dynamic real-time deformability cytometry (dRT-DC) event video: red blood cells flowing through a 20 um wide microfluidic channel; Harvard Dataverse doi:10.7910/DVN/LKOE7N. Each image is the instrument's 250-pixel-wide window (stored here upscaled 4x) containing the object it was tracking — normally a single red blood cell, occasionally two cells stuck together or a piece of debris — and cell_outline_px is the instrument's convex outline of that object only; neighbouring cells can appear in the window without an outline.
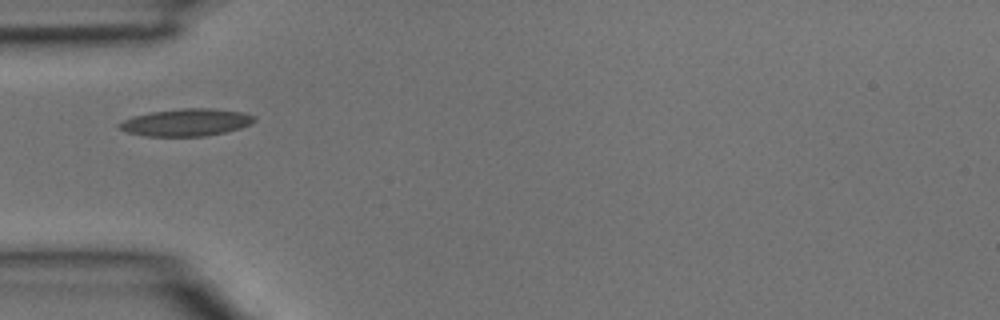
{"species": "common noctule bat (a hibernating species)", "species_latin": "Nyctalus noctula", "temperature_condition": "room temperature", "stored_images_in_passage": 5, "camera_frame_rate_fps": 3000, "um_per_image_px": 0.085, "animal": {"sex": "male", "body_mass_g": 15.6}, "frame": {"image": 1, "passage_image": 4, "time_ms": 1.0, "image_size_px": [1000, 320], "cell_outline_px": [[256, 120], [240, 128], [224, 132], [204, 136], [144, 136], [128, 132], [120, 128], [116, 124], [132, 116], [152, 112], [180, 108], [212, 108], [244, 112], [256, 116]], "centroid_in_image_um": [15.83, 10.39], "position_along_channel_um": 69.2, "area_um2": 21.44}}
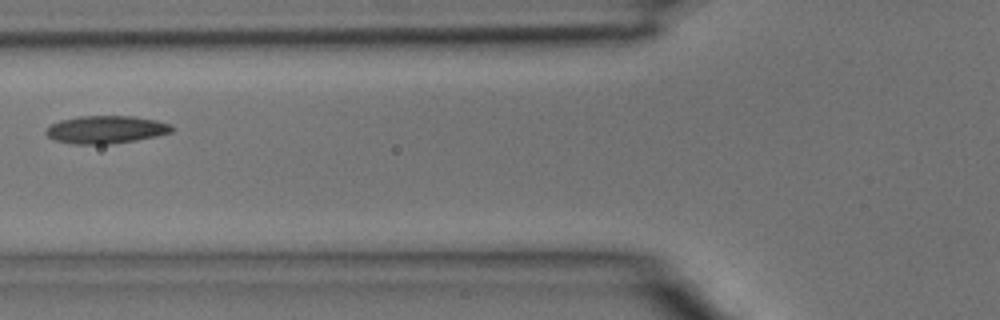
{"frame": {"image": 2, "passage_image": 5, "time_ms": 1.333, "image_size_px": [1000, 320], "cell_outline_px": [[176, 128], [172, 132], [156, 136], [136, 140], [112, 144], [76, 144], [56, 140], [48, 136], [44, 132], [52, 124], [60, 120], [80, 116], [132, 116], [156, 120], [172, 124]], "centroid_in_image_um": [9.06, 11.01], "position_along_channel_um": 116.7, "area_um2": 20.35}}